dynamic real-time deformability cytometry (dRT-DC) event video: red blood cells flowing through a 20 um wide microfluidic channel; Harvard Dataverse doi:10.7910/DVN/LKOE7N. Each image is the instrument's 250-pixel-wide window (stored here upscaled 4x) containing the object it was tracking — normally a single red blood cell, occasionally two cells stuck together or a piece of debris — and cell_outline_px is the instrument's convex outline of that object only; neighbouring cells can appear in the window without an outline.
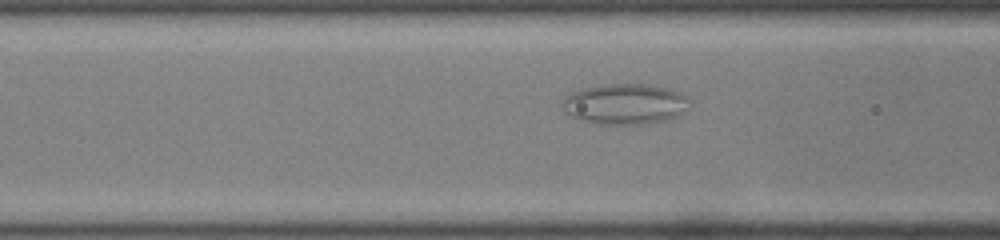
{"species": "common noctule bat (a hibernating species)", "species_latin": "Nyctalus noctula", "temperature_condition": "room temperature", "stored_images_in_passage": 38, "camera_frame_rate_fps": 3000, "um_per_image_px": 0.085, "animal": {"sex": "male", "body_mass_g": 19.0, "forearm_length_mm": 50.8}, "frame": {"image": 1, "passage_image": 6, "time_ms": 1.667, "image_size_px": [1000, 240], "cell_outline_px": [[688, 100], [684, 112], [676, 116], [664, 120], [648, 124], [596, 124], [572, 116], [564, 112], [560, 108], [560, 104], [572, 92], [580, 88], [608, 84], [648, 84], [680, 92], [688, 96]], "centroid_in_image_um": [53.09, 8.84], "position_along_channel_um": 113.5, "area_um2": 30.0}}
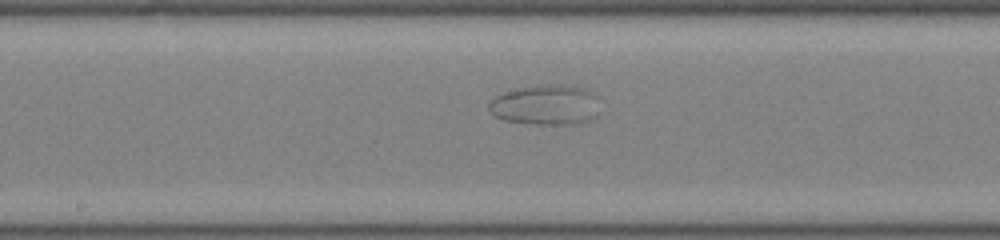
{"frame": {"image": 2, "passage_image": 13, "time_ms": 4.0, "image_size_px": [1000, 240], "cell_outline_px": [[600, 96], [596, 116], [588, 120], [564, 124], [536, 124], [504, 120], [496, 116], [488, 108], [488, 104], [496, 96], [504, 92], [524, 88], [548, 84], [584, 88]], "centroid_in_image_um": [46.42, 8.92], "position_along_channel_um": 201.8, "area_um2": 25.49}}
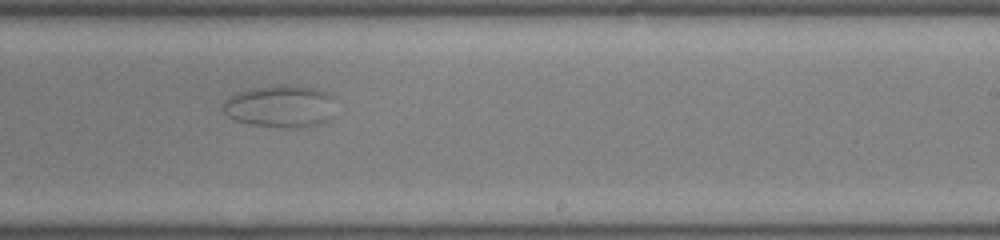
{"frame": {"image": 3, "passage_image": 18, "time_ms": 5.667, "image_size_px": [1000, 240], "cell_outline_px": [[332, 116], [328, 120], [320, 124], [308, 128], [252, 124], [236, 120], [228, 116], [224, 112], [224, 100], [240, 92], [252, 88], [280, 84], [284, 84], [316, 88], [332, 96]], "centroid_in_image_um": [23.86, 9.03], "position_along_channel_um": 265.1, "area_um2": 27.34}}